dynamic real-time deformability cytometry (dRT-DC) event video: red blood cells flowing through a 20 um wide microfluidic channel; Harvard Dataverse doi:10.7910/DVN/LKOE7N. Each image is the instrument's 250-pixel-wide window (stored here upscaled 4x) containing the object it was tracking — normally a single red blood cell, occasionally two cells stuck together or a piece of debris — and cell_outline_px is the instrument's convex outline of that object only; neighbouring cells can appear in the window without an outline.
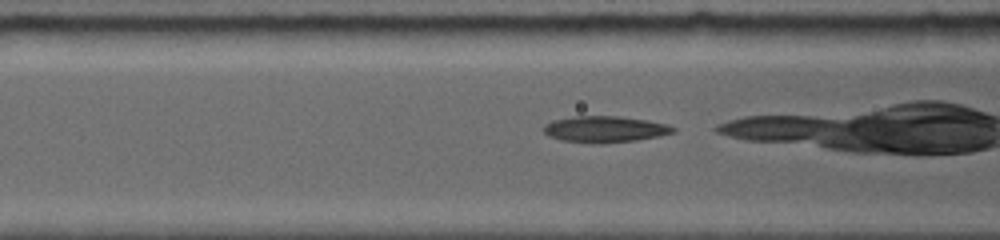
{"species": "common noctule bat (a hibernating species)", "species_latin": "Nyctalus noctula", "temperature_condition": "room temperature", "stored_images_in_passage": 17, "camera_frame_rate_fps": 5000, "um_per_image_px": 0.085, "animal": {"sex": "female", "body_mass_g": 19.0, "forearm_length_mm": 56.7}, "frame": {"image": 1, "passage_image": 3, "time_ms": 1.0, "image_size_px": [1000, 240], "cell_outline_px": [[676, 128], [672, 132], [656, 136], [632, 140], [564, 140], [552, 136], [544, 132], [544, 128], [552, 120], [576, 116], [616, 116], [644, 120], [664, 124]], "centroid_in_image_um": [51.41, 10.92], "position_along_channel_um": 115.2, "area_um2": 18.09}}
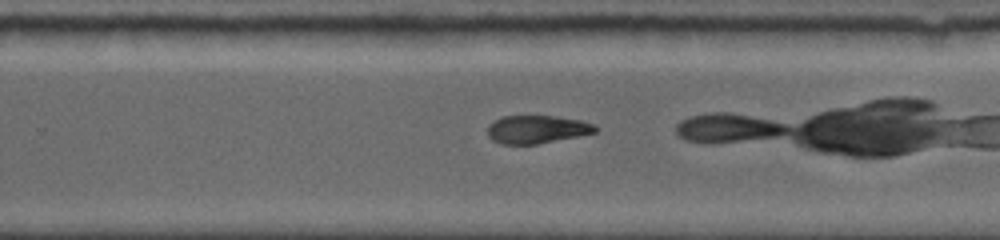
{"frame": {"image": 2, "passage_image": 12, "time_ms": 5.4, "image_size_px": [1000, 240], "cell_outline_px": [[600, 128], [596, 132], [536, 144], [500, 144], [492, 140], [488, 136], [488, 124], [492, 120], [504, 116], [556, 116], [580, 120], [592, 124]], "centroid_in_image_um": [45.59, 10.99], "position_along_channel_um": 284.2, "area_um2": 17.57}}